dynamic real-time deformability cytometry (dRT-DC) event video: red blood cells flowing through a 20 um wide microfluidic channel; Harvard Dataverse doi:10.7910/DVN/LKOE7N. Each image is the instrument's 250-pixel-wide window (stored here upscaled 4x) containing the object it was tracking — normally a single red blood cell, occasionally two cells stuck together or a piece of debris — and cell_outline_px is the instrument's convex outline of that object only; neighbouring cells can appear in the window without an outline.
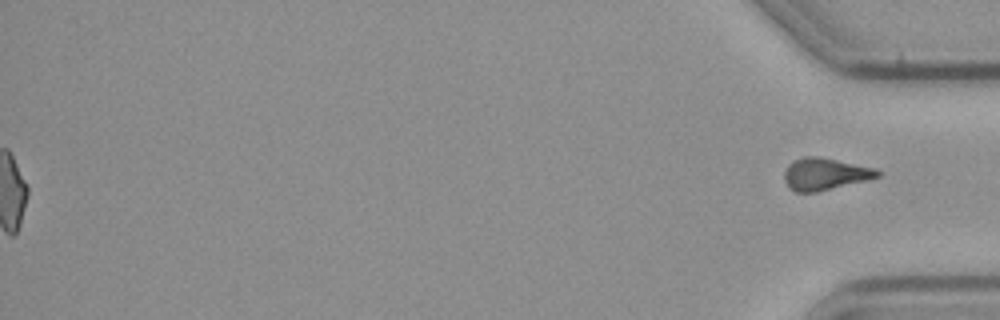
{"species": "common noctule bat (a hibernating species)", "species_latin": "Nyctalus noctula", "temperature_condition": "cold", "stored_images_in_passage": 52, "segment_of_instrument_passage": [2, 2], "camera_frame_rate_fps": 3000, "um_per_image_px": 0.085, "animal": {"sex": "male", "body_mass_g": 23.1, "forearm_length_mm": 52.7}, "frame": {"image": 1, "passage_image": 52, "time_ms": 17.0, "image_size_px": [1000, 320], "cell_outline_px": [[880, 176], [868, 180], [816, 192], [796, 192], [788, 188], [784, 180], [784, 172], [788, 164], [804, 156], [820, 156], [876, 168], [880, 172]], "centroid_in_image_um": [70.12, 14.79], "position_along_channel_um": 365.1, "area_um2": 17.51}}